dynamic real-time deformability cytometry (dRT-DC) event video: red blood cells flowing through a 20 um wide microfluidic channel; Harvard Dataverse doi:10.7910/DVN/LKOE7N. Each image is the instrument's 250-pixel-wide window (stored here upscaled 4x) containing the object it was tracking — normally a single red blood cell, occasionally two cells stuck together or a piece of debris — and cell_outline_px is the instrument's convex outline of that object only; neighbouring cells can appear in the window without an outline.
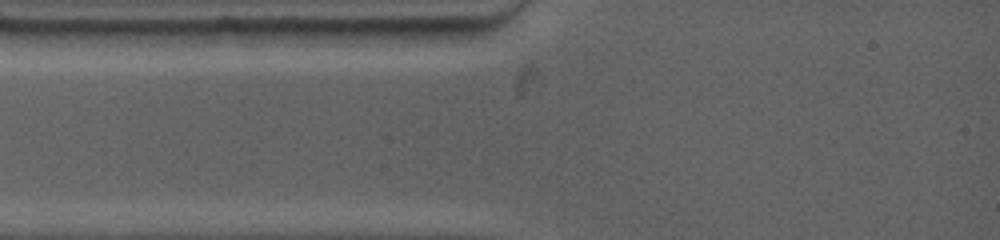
{"species": "common noctule bat (a hibernating species)", "species_latin": "Nyctalus noctula", "temperature_condition": "warm", "stored_images_in_passage": 2, "camera_frame_rate_fps": 4500, "um_per_image_px": 0.085, "animal": {"sex": "female", "body_mass_g": 19.0, "forearm_length_mm": 53.3}, "frame": {"image": 1, "passage_image": 1, "time_ms": 0.0, "image_size_px": [1000, 240], "cell_outline_px": [[340, 28], [336, 44], [304, 48], [256, 48], [204, 44], [196, 32], [216, 28]], "centroid_in_image_um": [22.98, 3.18], "position_along_channel_um": 62.0, "area_um2": 18.38}}